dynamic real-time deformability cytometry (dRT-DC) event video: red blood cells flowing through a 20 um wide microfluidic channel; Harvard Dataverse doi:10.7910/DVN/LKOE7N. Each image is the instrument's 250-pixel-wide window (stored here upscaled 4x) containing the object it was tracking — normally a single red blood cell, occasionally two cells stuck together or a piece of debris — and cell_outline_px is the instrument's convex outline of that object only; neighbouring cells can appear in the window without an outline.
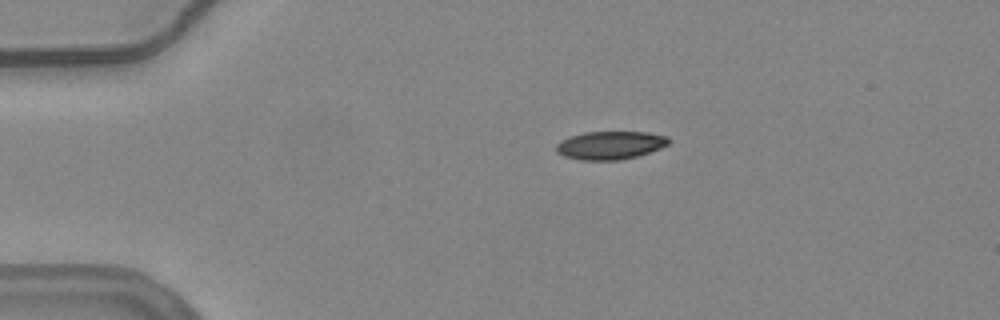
{"species": "common noctule bat (a hibernating species)", "species_latin": "Nyctalus noctula", "temperature_condition": "warm", "stored_images_in_passage": 45, "camera_frame_rate_fps": 3000, "um_per_image_px": 0.085, "animal": {"sex": "female", "body_mass_g": 24.6, "forearm_length_mm": 56.2}, "frame": {"image": 1, "passage_image": 1, "time_ms": 0.0, "image_size_px": [1000, 320], "cell_outline_px": [[672, 140], [668, 144], [660, 148], [636, 156], [620, 160], [580, 160], [564, 156], [556, 152], [556, 144], [560, 140], [584, 132], [648, 132], [668, 136]], "centroid_in_image_um": [51.87, 12.34], "position_along_channel_um": 33.1, "area_um2": 18.5}}
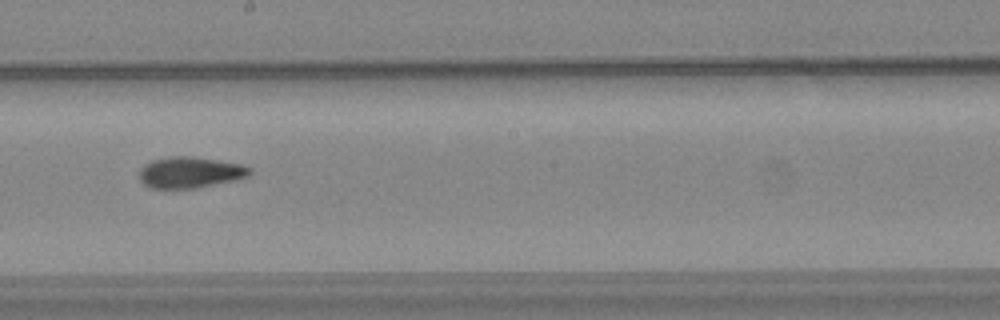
{"frame": {"image": 2, "passage_image": 21, "time_ms": 6.667, "image_size_px": [1000, 320], "cell_outline_px": [[252, 172], [248, 176], [236, 180], [196, 188], [152, 188], [144, 184], [140, 180], [140, 168], [144, 164], [152, 160], [172, 156], [192, 156], [244, 164], [252, 168]], "centroid_in_image_um": [16.19, 14.64], "position_along_channel_um": 232.0, "area_um2": 20.17}}
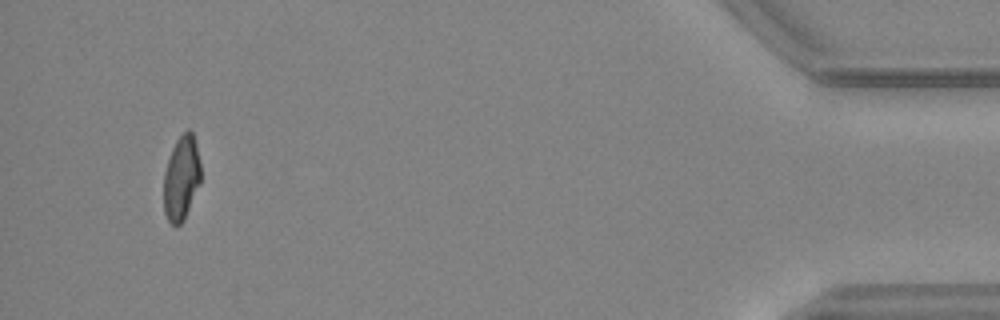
{"frame": {"image": 3, "passage_image": 42, "time_ms": 13.667, "image_size_px": [1000, 320], "cell_outline_px": [[200, 184], [184, 220], [180, 224], [172, 224], [168, 220], [164, 212], [164, 172], [172, 148], [176, 140], [188, 128], [192, 132], [196, 144], [200, 160]], "centroid_in_image_um": [15.42, 15.13], "position_along_channel_um": 419.8, "area_um2": 18.21}, "authors_computed_cell_mechanics": {"area_um2": 19.5942, "velocity_mm_per_s": 3.7526, "shape_relaxation_time_tau1_ms": null, "shape_relaxation_time_tau2_ms": 3.1872, "deformation_change_tau1": null, "deformation_change_tau2": 0.0924}}